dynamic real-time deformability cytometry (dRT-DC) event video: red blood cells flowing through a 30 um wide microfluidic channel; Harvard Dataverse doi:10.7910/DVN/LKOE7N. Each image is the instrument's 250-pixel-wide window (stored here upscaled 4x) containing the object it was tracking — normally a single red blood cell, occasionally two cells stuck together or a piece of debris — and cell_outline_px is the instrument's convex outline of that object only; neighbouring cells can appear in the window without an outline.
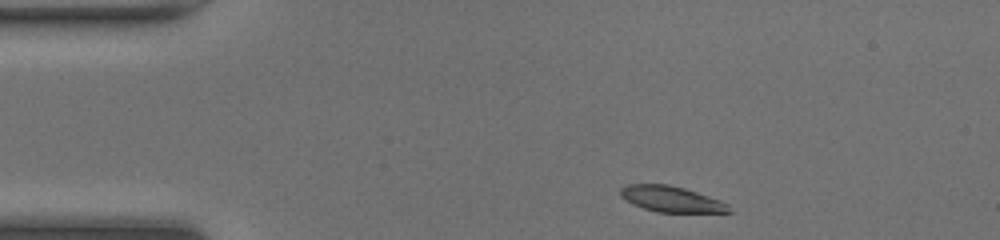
{"species": "common noctule bat (a hibernating species)", "species_latin": "Nyctalus noctula", "temperature_condition": "room temperature", "stored_images_in_passage": 41, "camera_frame_rate_fps": 3000, "um_per_image_px": 0.085, "animal": {"sex": "female", "body_mass_g": 20.0, "forearm_length_mm": 54.0}, "frame": {"image": 1, "passage_image": 1, "time_ms": 0.0, "image_size_px": [1000, 240], "cell_outline_px": [[732, 212], [656, 212], [632, 204], [620, 196], [620, 188], [624, 184], [668, 184], [684, 188], [720, 200], [728, 204]], "centroid_in_image_um": [57.02, 16.91], "position_along_channel_um": 28.0, "area_um2": 16.3}}
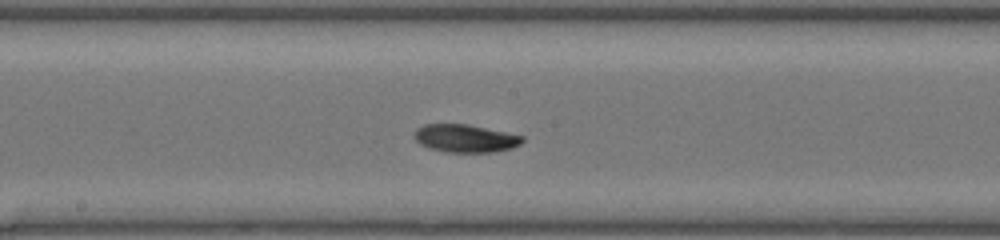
{"frame": {"image": 2, "passage_image": 18, "time_ms": 5.667, "image_size_px": [1000, 240], "cell_outline_px": [[524, 140], [520, 144], [512, 148], [492, 152], [444, 152], [428, 148], [420, 144], [412, 136], [416, 128], [424, 124], [468, 124], [524, 136]], "centroid_in_image_um": [39.51, 11.76], "position_along_channel_um": 208.7, "area_um2": 17.69}}
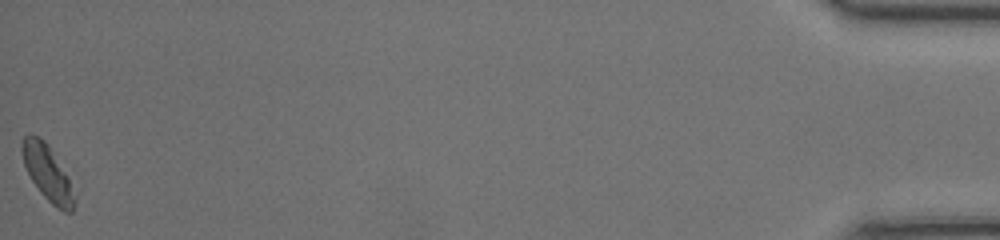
{"frame": {"image": 3, "passage_image": 41, "time_ms": 13.333, "image_size_px": [1000, 240], "cell_outline_px": [[72, 212], [64, 212], [56, 208], [40, 192], [32, 180], [24, 164], [20, 148], [20, 144], [24, 136], [28, 132], [40, 136], [48, 144], [68, 176], [72, 196]], "centroid_in_image_um": [3.96, 14.61], "position_along_channel_um": 431.2, "area_um2": 16.59}, "authors_computed_cell_mechanics": {"area_um2": 17.3978, "velocity_mm_per_s": 4.2687, "shape_relaxation_time_tau1_ms": 3.0255, "shape_relaxation_time_tau2_ms": 6.4552, "deformation_change_tau1": 0.1163, "deformation_change_tau2": 0.1063}}